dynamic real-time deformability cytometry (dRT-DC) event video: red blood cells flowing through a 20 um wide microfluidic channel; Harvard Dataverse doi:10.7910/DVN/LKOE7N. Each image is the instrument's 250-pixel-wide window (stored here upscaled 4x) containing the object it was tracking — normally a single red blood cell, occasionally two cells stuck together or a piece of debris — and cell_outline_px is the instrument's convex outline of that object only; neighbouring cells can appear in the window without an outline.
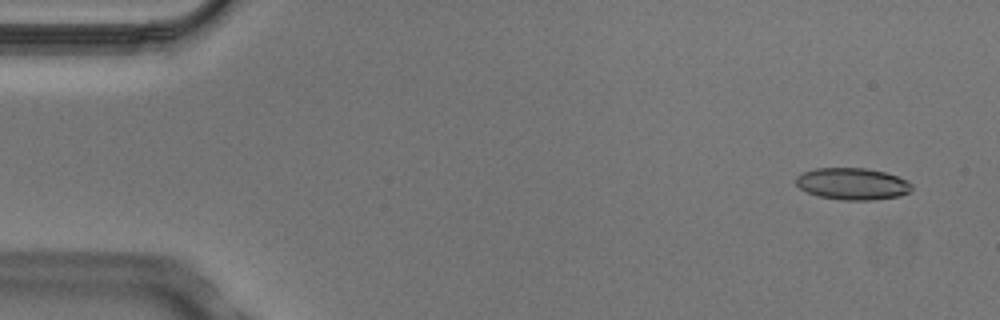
{"species": "Egyptian fruit bat (a non-hibernating species)", "species_latin": "Rousettus aegyptiacus", "temperature_condition": "cold", "stored_images_in_passage": 4, "camera_frame_rate_fps": 3000, "um_per_image_px": 0.085, "animal": {"sex": "male"}, "frame": {"image": 1, "passage_image": 1, "time_ms": 0.0, "image_size_px": [1000, 320], "cell_outline_px": [[912, 188], [908, 192], [900, 196], [872, 200], [844, 200], [816, 196], [800, 188], [796, 184], [796, 176], [804, 172], [816, 168], [864, 168], [884, 172], [908, 180], [912, 184]], "centroid_in_image_um": [72.45, 15.63], "position_along_channel_um": 12.5, "area_um2": 21.44}}